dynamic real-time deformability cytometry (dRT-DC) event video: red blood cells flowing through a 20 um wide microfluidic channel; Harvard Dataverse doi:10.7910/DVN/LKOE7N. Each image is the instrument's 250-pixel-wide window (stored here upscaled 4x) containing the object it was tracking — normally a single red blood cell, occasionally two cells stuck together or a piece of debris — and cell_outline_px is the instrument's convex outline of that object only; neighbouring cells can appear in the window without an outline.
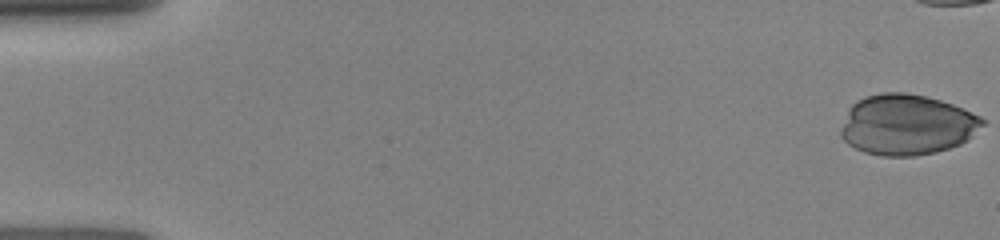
{"species": "human", "species_latin": "Homo sapiens", "temperature_condition": "room temperature", "stored_images_in_passage": 33, "camera_frame_rate_fps": 3000, "um_per_image_px": 0.085, "donor": {"sex": "female"}, "frame": {"image": 1, "passage_image": 1, "time_ms": 0.0, "image_size_px": [1000, 240], "cell_outline_px": [[984, 124], [968, 140], [960, 144], [936, 152], [912, 156], [884, 156], [864, 152], [848, 144], [840, 136], [840, 128], [848, 108], [852, 104], [864, 96], [884, 92], [904, 92], [924, 96], [940, 100], [952, 104], [980, 116], [984, 120]], "centroid_in_image_um": [77.05, 10.6], "position_along_channel_um": 7.9, "area_um2": 50.0}}
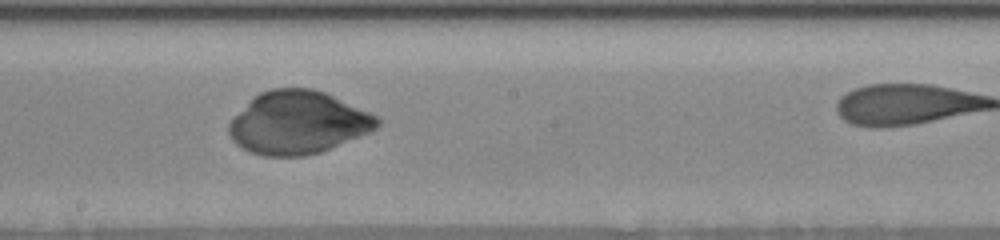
{"frame": {"image": 2, "passage_image": 24, "time_ms": 8.667, "image_size_px": [1000, 240], "cell_outline_px": [[380, 124], [372, 132], [320, 152], [304, 156], [264, 156], [248, 152], [240, 148], [232, 140], [228, 132], [228, 124], [232, 116], [260, 92], [272, 88], [312, 88], [324, 92], [368, 112], [376, 116], [380, 120]], "centroid_in_image_um": [25.29, 10.44], "position_along_channel_um": 222.9, "area_um2": 54.39}}
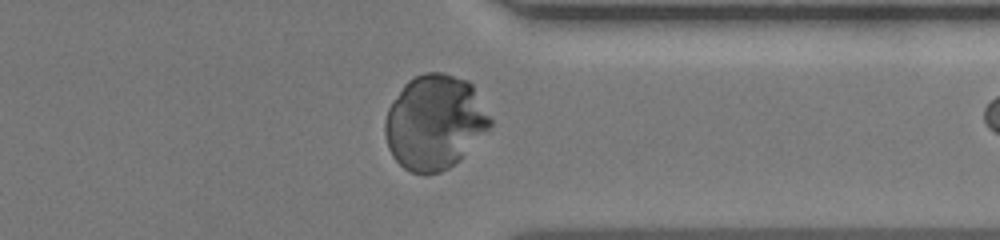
{"frame": {"image": 3, "passage_image": 32, "time_ms": 12.333, "image_size_px": [1000, 240], "cell_outline_px": [[492, 124], [488, 132], [460, 160], [448, 168], [440, 172], [424, 176], [412, 172], [404, 168], [392, 156], [388, 148], [384, 132], [384, 120], [388, 108], [404, 84], [408, 80], [424, 72], [444, 72], [468, 80], [472, 84], [492, 120]], "centroid_in_image_um": [36.95, 10.4], "position_along_channel_um": 374.4, "area_um2": 58.55}}